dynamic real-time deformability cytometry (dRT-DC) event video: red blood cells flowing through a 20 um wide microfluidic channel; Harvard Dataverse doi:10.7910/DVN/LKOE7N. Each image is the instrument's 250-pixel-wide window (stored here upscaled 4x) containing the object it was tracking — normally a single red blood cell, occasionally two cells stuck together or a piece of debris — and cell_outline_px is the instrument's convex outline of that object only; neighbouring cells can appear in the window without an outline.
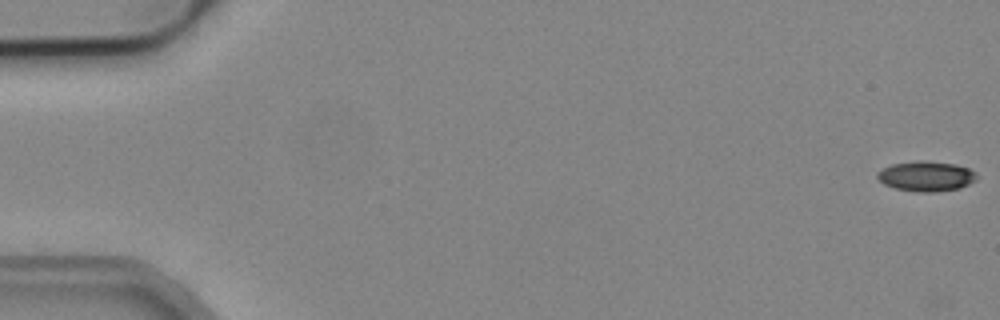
{"species": "common noctule bat (a hibernating species)", "species_latin": "Nyctalus noctula", "temperature_condition": "cold", "stored_images_in_passage": 5, "camera_frame_rate_fps": 3000, "um_per_image_px": 0.085, "animal": {"sex": "male", "body_mass_g": 19.2, "forearm_length_mm": 51.8}, "frame": {"image": 1, "passage_image": 1, "time_ms": 0.0, "image_size_px": [1000, 320], "cell_outline_px": [[976, 180], [960, 188], [936, 192], [916, 192], [896, 188], [884, 184], [876, 176], [876, 172], [892, 164], [916, 160], [920, 160], [956, 164], [968, 168], [976, 172]], "centroid_in_image_um": [78.72, 14.97], "position_along_channel_um": 6.3, "area_um2": 17.46}}
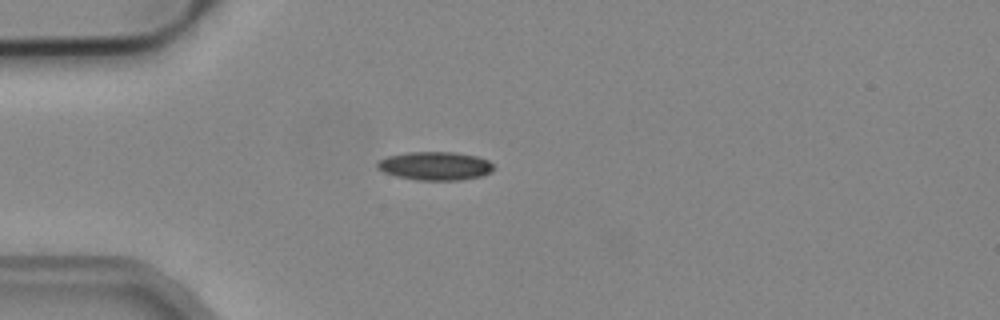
{"frame": {"image": 2, "passage_image": 5, "time_ms": 1.333, "image_size_px": [1000, 320], "cell_outline_px": [[496, 168], [492, 172], [480, 176], [460, 180], [416, 180], [396, 176], [384, 172], [376, 168], [376, 164], [380, 160], [388, 156], [408, 152], [452, 152], [476, 156], [488, 160]], "centroid_in_image_um": [36.99, 14.11], "position_along_channel_um": 48.0, "area_um2": 19.31}}